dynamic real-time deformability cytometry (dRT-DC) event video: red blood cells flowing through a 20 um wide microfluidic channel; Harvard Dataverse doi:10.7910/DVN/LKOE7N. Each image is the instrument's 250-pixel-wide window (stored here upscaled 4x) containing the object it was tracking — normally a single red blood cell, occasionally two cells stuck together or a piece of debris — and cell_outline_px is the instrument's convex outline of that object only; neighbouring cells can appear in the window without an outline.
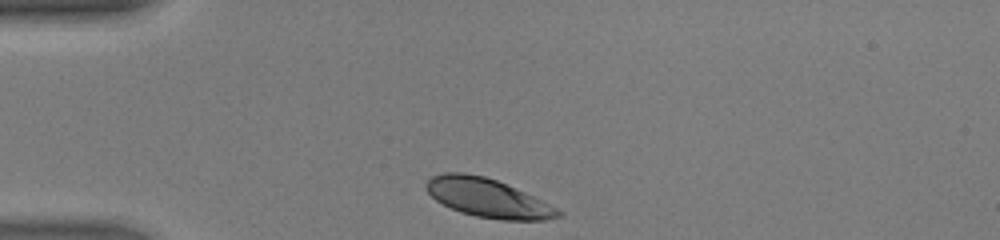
{"species": "human", "species_latin": "Homo sapiens", "temperature_condition": "warm", "stored_images_in_passage": 28, "camera_frame_rate_fps": 3000, "um_per_image_px": 0.085, "donor": {"sex": "male"}, "frame": {"image": 1, "passage_image": 1, "time_ms": 0.0, "image_size_px": [1000, 240], "cell_outline_px": [[564, 212], [560, 216], [544, 220], [500, 220], [476, 216], [460, 212], [436, 200], [424, 188], [424, 184], [432, 176], [444, 172], [464, 172], [484, 176], [496, 180], [516, 188]], "centroid_in_image_um": [41.42, 16.82], "position_along_channel_um": 43.6, "area_um2": 29.54}}
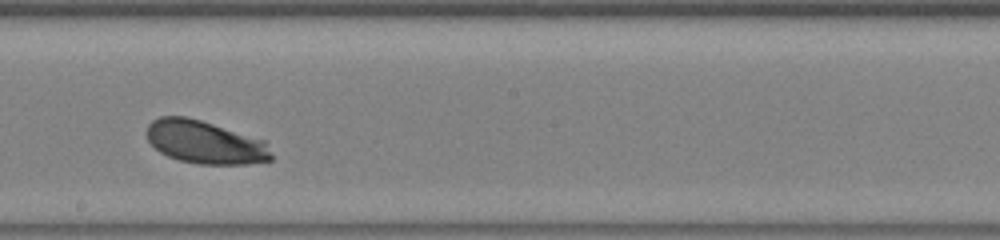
{"frame": {"image": 2, "passage_image": 16, "time_ms": 5.0, "image_size_px": [1000, 240], "cell_outline_px": [[272, 160], [248, 164], [196, 164], [180, 160], [168, 156], [160, 152], [148, 140], [148, 124], [152, 120], [160, 116], [184, 116], [200, 120], [264, 140], [272, 156]], "centroid_in_image_um": [17.42, 12.09], "position_along_channel_um": 230.8, "area_um2": 30.92}}
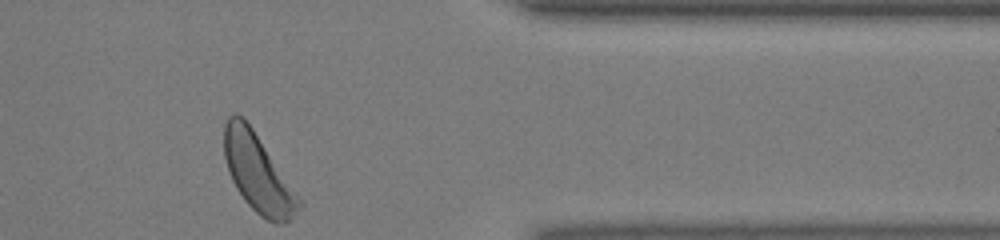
{"frame": {"image": 3, "passage_image": 28, "time_ms": 9.0, "image_size_px": [1000, 240], "cell_outline_px": [[304, 204], [284, 224], [276, 224], [260, 216], [244, 200], [236, 188], [228, 172], [224, 156], [224, 124], [228, 116], [232, 112], [236, 112], [244, 116], [304, 200]], "centroid_in_image_um": [21.94, 14.69], "position_along_channel_um": 389.5, "area_um2": 34.62}, "authors_computed_cell_mechanics": {"area_um2": 31.1253, "velocity_mm_per_s": 4.3765, "shape_relaxation_time_tau1_ms": 1.1146, "shape_relaxation_time_tau2_ms": null, "deformation_change_tau1": 0.1039, "deformation_change_tau2": null}}